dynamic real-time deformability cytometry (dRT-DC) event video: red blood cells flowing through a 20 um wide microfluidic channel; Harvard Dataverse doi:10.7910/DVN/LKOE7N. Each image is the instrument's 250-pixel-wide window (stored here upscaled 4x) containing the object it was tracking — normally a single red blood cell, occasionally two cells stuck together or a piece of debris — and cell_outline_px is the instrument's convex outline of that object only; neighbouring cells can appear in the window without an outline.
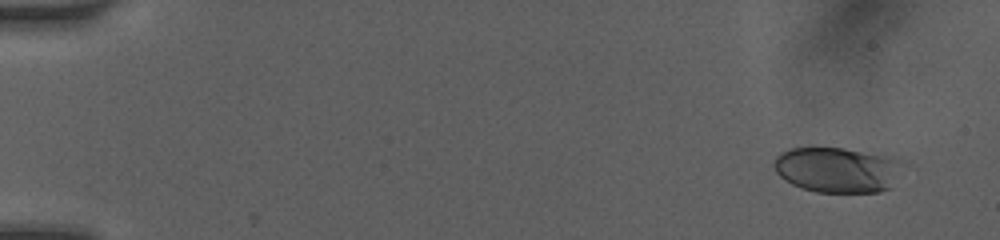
{"species": "human", "species_latin": "Homo sapiens", "temperature_condition": "room temperature", "stored_images_in_passage": 61, "camera_frame_rate_fps": 3000, "um_per_image_px": 0.085, "donor": {"sex": "female"}, "frame": {"image": 1, "passage_image": 4, "time_ms": 0.667, "image_size_px": [1000, 240], "cell_outline_px": [[896, 160], [888, 188], [880, 192], [816, 192], [800, 188], [784, 180], [776, 172], [772, 164], [776, 156], [780, 152], [788, 148], [844, 148], [884, 156]], "centroid_in_image_um": [70.93, 14.43], "position_along_channel_um": 14.1, "area_um2": 32.83}}
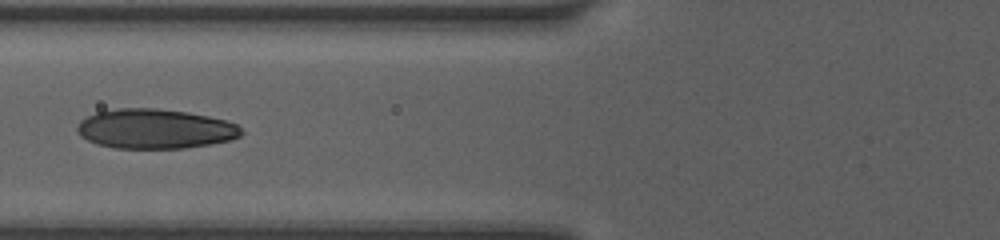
{"frame": {"image": 2, "passage_image": 26, "time_ms": 6.667, "image_size_px": [1000, 240], "cell_outline_px": [[244, 132], [240, 136], [232, 140], [184, 148], [116, 148], [96, 144], [80, 136], [76, 132], [76, 124], [80, 120], [96, 112], [116, 108], [156, 108], [188, 112], [208, 116], [224, 120], [236, 124]], "centroid_in_image_um": [13.14, 10.95], "position_along_channel_um": 112.7, "area_um2": 38.09}}
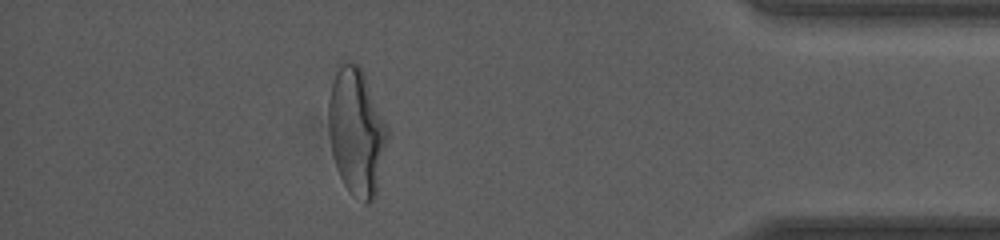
{"frame": {"image": 3, "passage_image": 51, "time_ms": 14.667, "image_size_px": [1000, 240], "cell_outline_px": [[388, 136], [376, 192], [372, 200], [368, 204], [364, 204], [348, 192], [340, 176], [332, 156], [328, 128], [328, 100], [332, 84], [340, 60], [348, 60], [360, 64], [364, 72], [388, 128]], "centroid_in_image_um": [30.28, 11.16], "position_along_channel_um": 404.9, "area_um2": 43.87}, "authors_computed_cell_mechanics": {"area_um2": 37.1076, "velocity_mm_per_s": 4.1064, "shape_relaxation_time_tau1_ms": 4.7333, "shape_relaxation_time_tau2_ms": 0.6455, "deformation_change_tau1": 0.1915, "deformation_change_tau2": 0.0598}}